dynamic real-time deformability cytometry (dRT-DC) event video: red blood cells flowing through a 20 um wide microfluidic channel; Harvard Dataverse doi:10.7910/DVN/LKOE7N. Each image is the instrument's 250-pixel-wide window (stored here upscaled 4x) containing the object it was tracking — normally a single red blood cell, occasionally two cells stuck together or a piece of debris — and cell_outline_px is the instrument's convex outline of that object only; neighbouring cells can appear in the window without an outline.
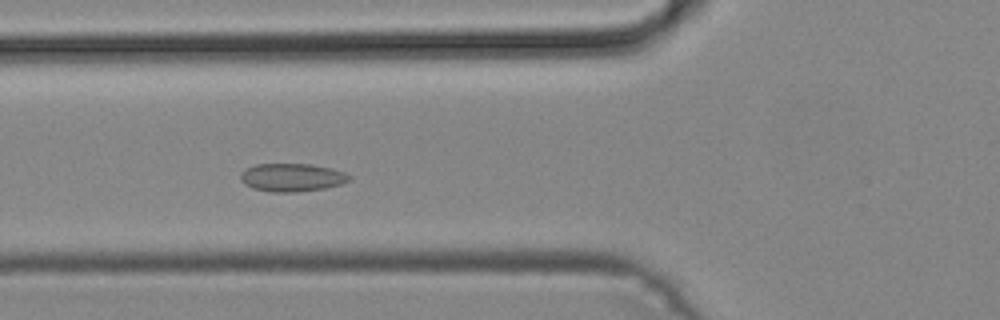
{"species": "common noctule bat (a hibernating species)", "species_latin": "Nyctalus noctula", "temperature_condition": "cold", "stored_images_in_passage": 47, "camera_frame_rate_fps": 3000, "um_per_image_px": 0.085, "animal": {"sex": "male", "body_mass_g": 19.2, "forearm_length_mm": 51.8}, "frame": {"image": 1, "passage_image": 16, "time_ms": 5.0, "image_size_px": [1000, 320], "cell_outline_px": [[352, 176], [348, 180], [340, 184], [324, 188], [296, 192], [272, 192], [252, 188], [244, 184], [240, 180], [240, 172], [244, 168], [256, 164], [312, 164], [344, 172]], "centroid_in_image_um": [24.75, 15.08], "position_along_channel_um": 101.1, "area_um2": 17.8}}
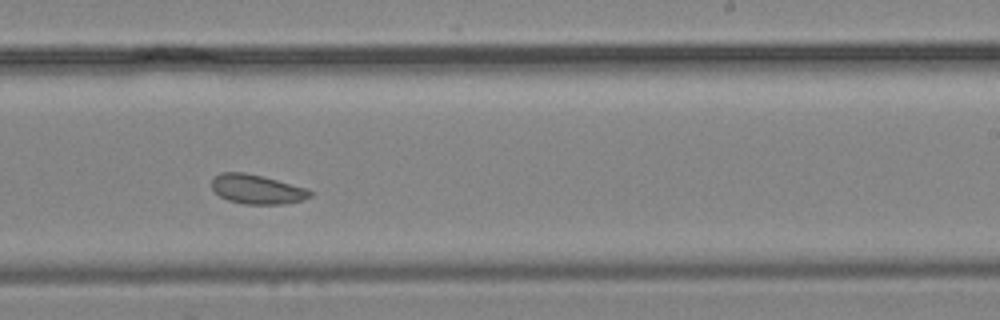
{"frame": {"image": 2, "passage_image": 28, "time_ms": 9.0, "image_size_px": [1000, 320], "cell_outline_px": [[312, 196], [304, 200], [284, 204], [244, 204], [228, 200], [220, 196], [212, 188], [212, 176], [220, 172], [244, 172], [264, 176], [308, 188], [312, 192]], "centroid_in_image_um": [21.86, 16.08], "position_along_channel_um": 267.1, "area_um2": 17.11}}
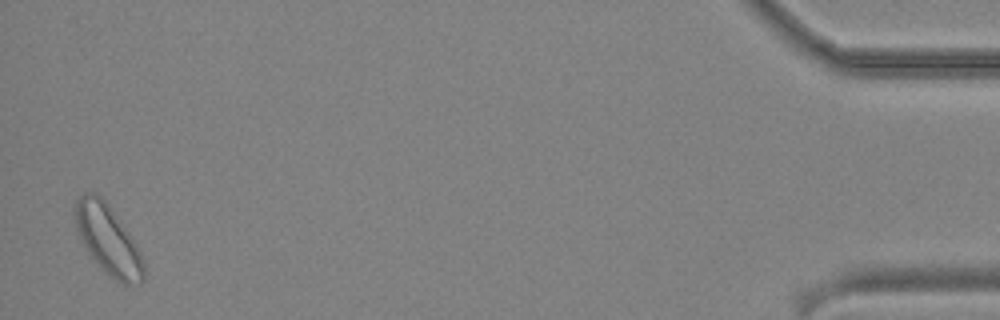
{"frame": {"image": 3, "passage_image": 46, "time_ms": 15.0, "image_size_px": [1000, 320], "cell_outline_px": [[144, 280], [140, 284], [124, 284], [116, 280], [100, 268], [88, 252], [76, 228], [72, 212], [76, 200], [84, 192], [96, 192], [104, 200], [136, 244], [140, 252], [144, 264]], "centroid_in_image_um": [9.15, 20.37], "position_along_channel_um": 426.0, "area_um2": 27.46}}